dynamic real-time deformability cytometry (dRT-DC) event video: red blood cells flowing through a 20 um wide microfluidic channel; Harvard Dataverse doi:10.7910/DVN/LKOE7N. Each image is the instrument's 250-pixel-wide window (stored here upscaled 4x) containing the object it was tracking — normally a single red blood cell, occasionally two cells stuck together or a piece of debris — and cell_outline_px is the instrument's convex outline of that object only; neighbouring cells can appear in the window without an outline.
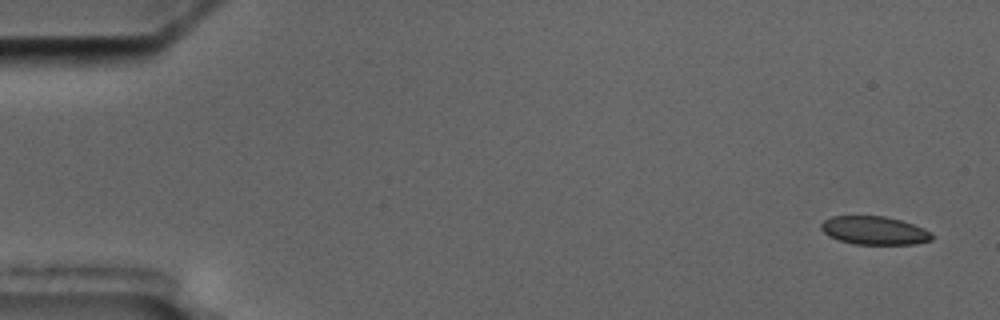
{"species": "common noctule bat (a hibernating species)", "species_latin": "Nyctalus noctula", "temperature_condition": "cold", "stored_images_in_passage": 6, "camera_frame_rate_fps": 3000, "um_per_image_px": 0.085, "animal": {"sex": "male", "body_mass_g": 17.5, "forearm_length_mm": 52.3}, "frame": {"image": 1, "passage_image": 1, "time_ms": 0.0, "image_size_px": [1000, 320], "cell_outline_px": [[932, 240], [916, 244], [856, 244], [840, 240], [828, 236], [820, 228], [820, 224], [824, 220], [832, 216], [884, 216], [900, 220], [924, 228], [932, 232]], "centroid_in_image_um": [74.32, 19.59], "position_along_channel_um": 10.7, "area_um2": 18.26}}
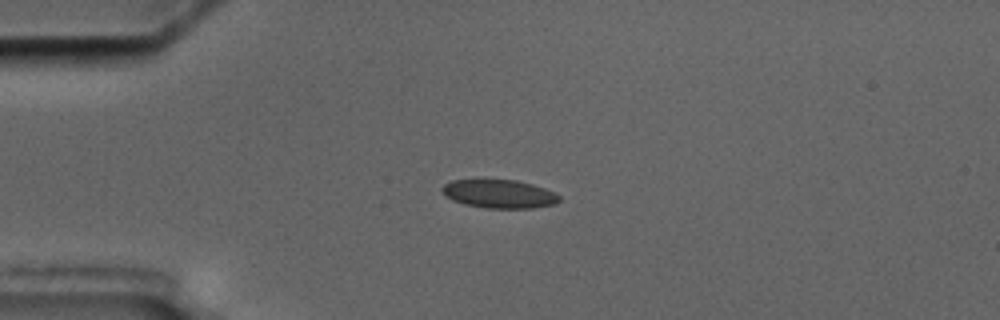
{"frame": {"image": 2, "passage_image": 4, "time_ms": 4.0, "image_size_px": [1000, 320], "cell_outline_px": [[560, 200], [556, 204], [532, 208], [488, 208], [464, 204], [452, 200], [440, 188], [444, 184], [452, 180], [516, 180], [532, 184], [556, 192], [560, 196]], "centroid_in_image_um": [42.48, 16.48], "position_along_channel_um": 42.5, "area_um2": 19.36}}
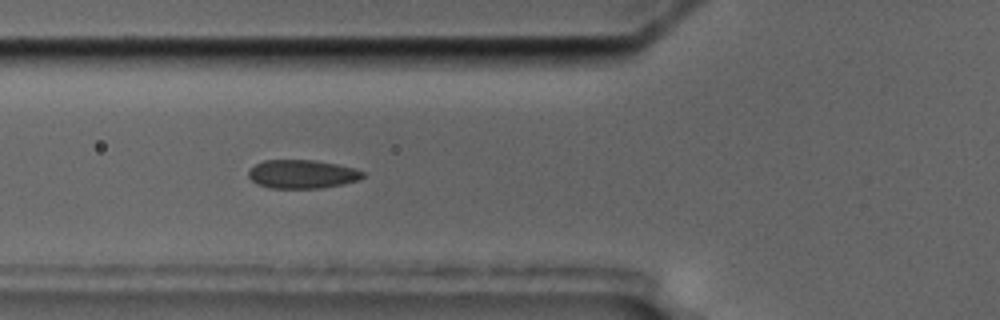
{"frame": {"image": 3, "passage_image": 6, "time_ms": 6.333, "image_size_px": [1000, 320], "cell_outline_px": [[364, 176], [360, 180], [320, 188], [268, 188], [256, 184], [248, 176], [248, 168], [264, 160], [316, 160], [356, 168], [364, 172]], "centroid_in_image_um": [25.66, 14.8], "position_along_channel_um": 100.1, "area_um2": 19.19}}